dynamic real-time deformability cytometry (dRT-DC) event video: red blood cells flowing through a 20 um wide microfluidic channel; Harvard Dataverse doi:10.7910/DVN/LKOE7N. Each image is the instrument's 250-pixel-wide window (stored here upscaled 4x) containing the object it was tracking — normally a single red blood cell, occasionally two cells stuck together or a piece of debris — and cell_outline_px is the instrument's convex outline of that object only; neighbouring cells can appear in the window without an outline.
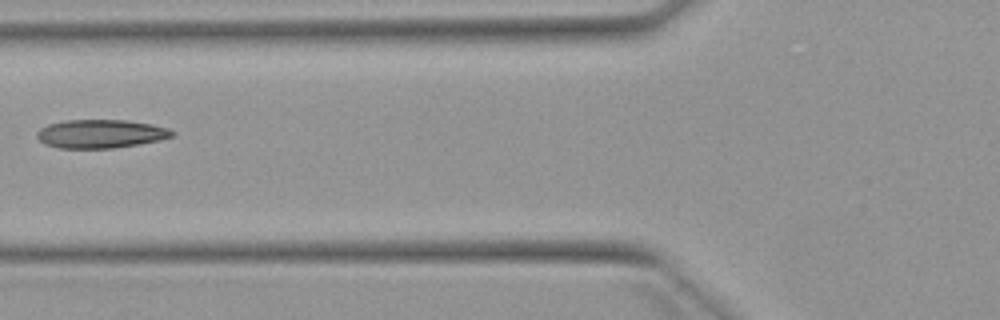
{"species": "Egyptian fruit bat (a non-hibernating species)", "species_latin": "Rousettus aegyptiacus", "temperature_condition": "warm", "stored_images_in_passage": 6, "camera_frame_rate_fps": 3000, "um_per_image_px": 0.085, "animal": {"sex": "female"}, "frame": {"image": 1, "passage_image": 5, "time_ms": 5.667, "image_size_px": [1000, 320], "cell_outline_px": [[176, 132], [172, 136], [160, 140], [140, 144], [112, 148], [56, 148], [44, 144], [36, 136], [36, 132], [40, 128], [48, 124], [64, 120], [128, 120], [152, 124], [168, 128]], "centroid_in_image_um": [8.54, 11.37], "position_along_channel_um": 117.3, "area_um2": 22.66}}
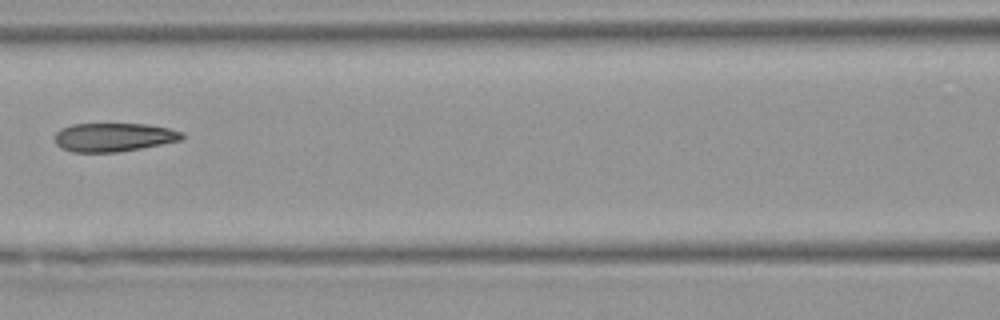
{"frame": {"image": 2, "passage_image": 6, "time_ms": 6.667, "image_size_px": [1000, 320], "cell_outline_px": [[184, 140], [140, 148], [116, 152], [72, 152], [60, 148], [56, 144], [52, 136], [60, 128], [72, 124], [148, 124], [168, 128], [184, 132]], "centroid_in_image_um": [9.64, 11.66], "position_along_channel_um": 157.0, "area_um2": 21.5}}